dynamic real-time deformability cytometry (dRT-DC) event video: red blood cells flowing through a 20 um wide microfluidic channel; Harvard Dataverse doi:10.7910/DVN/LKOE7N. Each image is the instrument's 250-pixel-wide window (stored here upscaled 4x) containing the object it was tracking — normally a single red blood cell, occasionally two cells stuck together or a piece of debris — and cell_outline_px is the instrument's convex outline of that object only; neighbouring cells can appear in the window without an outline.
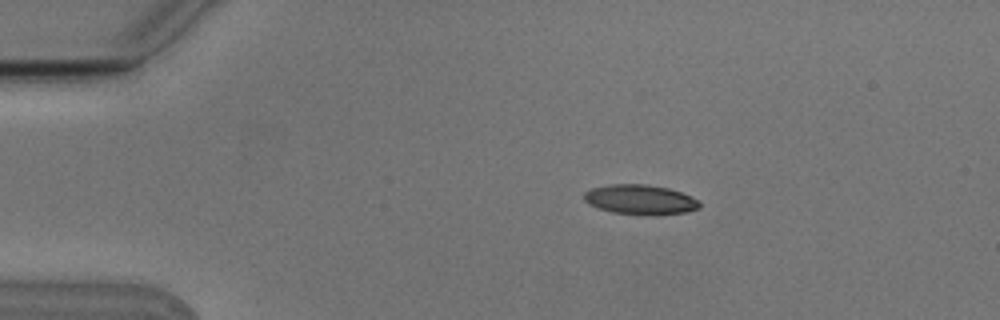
{"species": "Egyptian fruit bat (a non-hibernating species)", "species_latin": "Rousettus aegyptiacus", "temperature_condition": "cold", "stored_images_in_passage": 4, "camera_frame_rate_fps": 3000, "um_per_image_px": 0.085, "animal": {"sex": "male"}, "frame": {"image": 1, "passage_image": 2, "time_ms": 0.333, "image_size_px": [1000, 320], "cell_outline_px": [[700, 208], [684, 212], [652, 216], [612, 212], [596, 208], [588, 204], [584, 200], [584, 192], [592, 188], [612, 184], [644, 184], [668, 188], [692, 196], [700, 200]], "centroid_in_image_um": [54.42, 16.98], "position_along_channel_um": 30.6, "area_um2": 20.23}}